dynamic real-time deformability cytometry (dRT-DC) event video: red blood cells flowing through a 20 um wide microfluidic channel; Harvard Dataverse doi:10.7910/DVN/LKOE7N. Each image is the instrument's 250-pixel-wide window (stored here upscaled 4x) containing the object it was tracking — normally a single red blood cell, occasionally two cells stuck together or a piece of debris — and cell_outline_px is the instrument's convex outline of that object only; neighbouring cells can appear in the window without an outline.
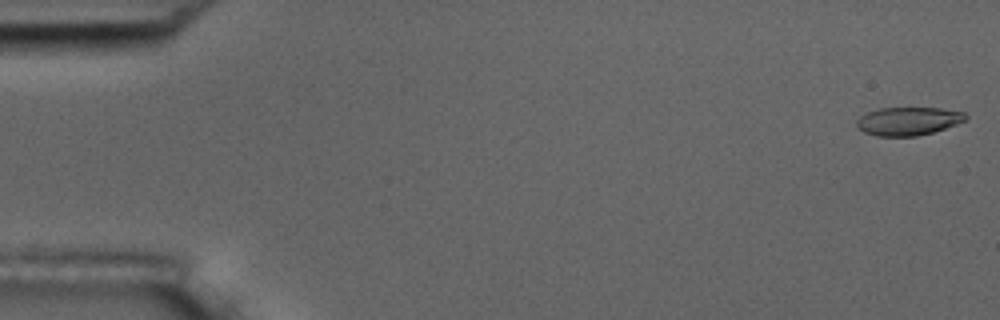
{"species": "common noctule bat (a hibernating species)", "species_latin": "Nyctalus noctula", "temperature_condition": "room temperature", "stored_images_in_passage": 5, "camera_frame_rate_fps": 3000, "um_per_image_px": 0.085, "animal": {"sex": "male", "body_mass_g": 17.5, "forearm_length_mm": 52.3}, "frame": {"image": 1, "passage_image": 1, "time_ms": 0.0, "image_size_px": [1000, 320], "cell_outline_px": [[968, 116], [964, 120], [956, 124], [932, 132], [916, 136], [876, 136], [864, 132], [856, 128], [856, 120], [860, 116], [868, 112], [880, 108], [940, 108], [964, 112]], "centroid_in_image_um": [77.15, 10.3], "position_along_channel_um": 7.8, "area_um2": 17.86}}